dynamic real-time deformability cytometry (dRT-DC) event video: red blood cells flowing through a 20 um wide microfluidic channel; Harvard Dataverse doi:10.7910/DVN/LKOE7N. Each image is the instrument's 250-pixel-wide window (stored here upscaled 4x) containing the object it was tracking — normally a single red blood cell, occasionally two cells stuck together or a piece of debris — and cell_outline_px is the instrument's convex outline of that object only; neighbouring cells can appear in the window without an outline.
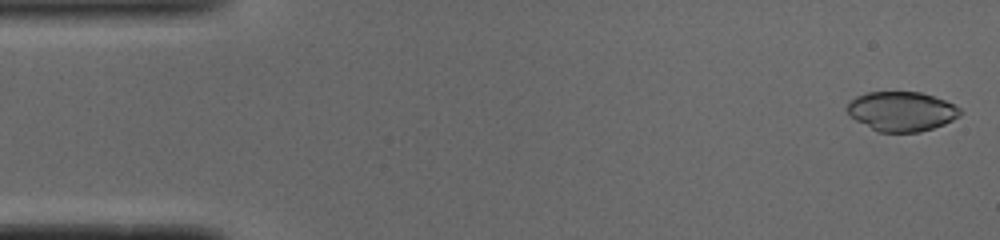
{"species": "common noctule bat (a hibernating species)", "species_latin": "Nyctalus noctula", "temperature_condition": "cold", "stored_images_in_passage": 50, "camera_frame_rate_fps": 3000, "um_per_image_px": 0.085, "animal": {"sex": "male", "body_mass_g": 19.0, "forearm_length_mm": 50.8}, "frame": {"image": 1, "passage_image": 1, "time_ms": 0.0, "image_size_px": [1000, 240], "cell_outline_px": [[960, 116], [944, 124], [920, 132], [876, 132], [856, 120], [844, 108], [856, 96], [868, 92], [920, 92], [944, 100], [960, 108]], "centroid_in_image_um": [76.61, 9.47], "position_along_channel_um": 8.4, "area_um2": 25.89}}
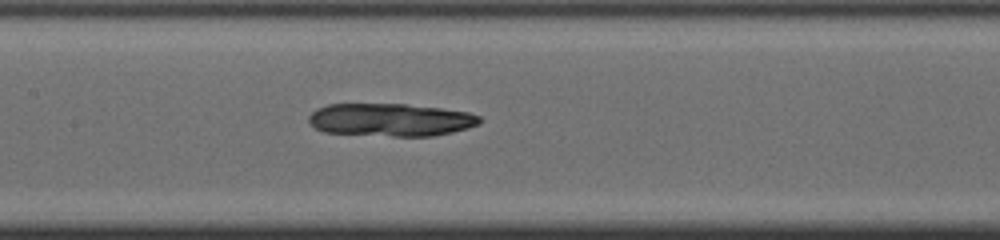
{"frame": {"image": 2, "passage_image": 23, "time_ms": 7.333, "image_size_px": [1000, 240], "cell_outline_px": [[480, 124], [468, 128], [452, 132], [432, 136], [392, 136], [324, 132], [316, 128], [308, 120], [308, 116], [316, 108], [328, 104], [404, 104], [440, 108], [468, 112], [480, 116]], "centroid_in_image_um": [33.2, 10.18], "position_along_channel_um": 174.2, "area_um2": 32.66}}
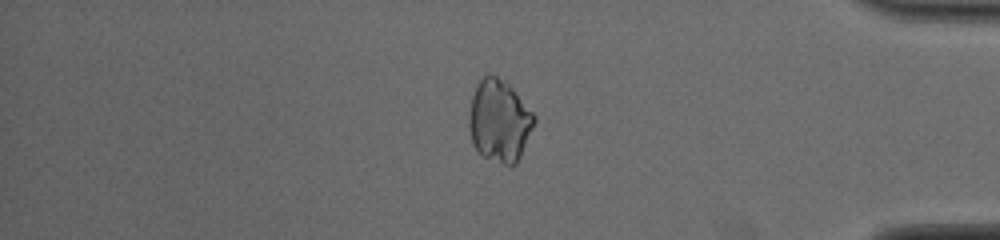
{"frame": {"image": 3, "passage_image": 42, "time_ms": 13.667, "image_size_px": [1000, 240], "cell_outline_px": [[536, 120], [520, 156], [516, 164], [504, 164], [484, 156], [472, 144], [468, 124], [468, 116], [472, 96], [476, 84], [488, 72], [492, 72], [504, 80], [512, 88], [536, 116]], "centroid_in_image_um": [42.42, 10.22], "position_along_channel_um": 392.8, "area_um2": 31.15}}